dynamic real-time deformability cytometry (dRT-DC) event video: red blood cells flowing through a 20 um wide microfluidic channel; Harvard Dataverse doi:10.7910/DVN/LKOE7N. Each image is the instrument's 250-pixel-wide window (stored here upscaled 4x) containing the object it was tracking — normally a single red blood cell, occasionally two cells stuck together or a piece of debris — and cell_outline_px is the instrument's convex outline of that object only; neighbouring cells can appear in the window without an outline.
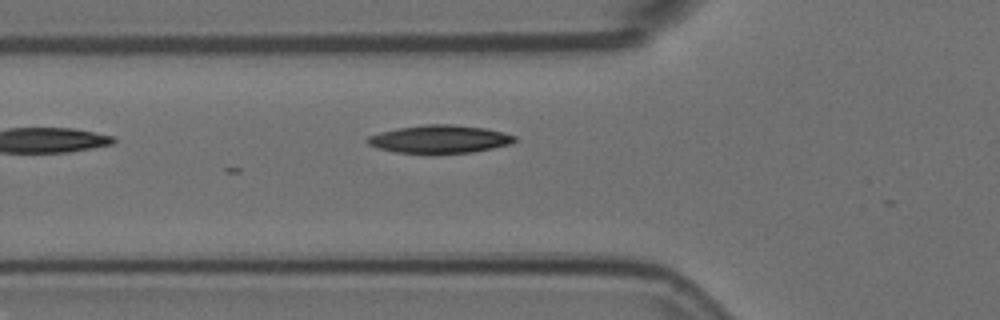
{"species": "Egyptian fruit bat (a non-hibernating species)", "species_latin": "Rousettus aegyptiacus", "temperature_condition": "room temperature", "stored_images_in_passage": 2, "camera_frame_rate_fps": 3000, "um_per_image_px": 0.085, "animal": {"sex": "female"}, "frame": {"image": 1, "passage_image": 2, "time_ms": 0.333, "image_size_px": [1000, 320], "cell_outline_px": [[516, 140], [508, 144], [492, 148], [472, 152], [432, 156], [392, 152], [376, 148], [368, 144], [364, 140], [368, 136], [380, 132], [396, 128], [424, 124], [452, 124], [484, 128], [516, 136]], "centroid_in_image_um": [37.26, 11.86], "position_along_channel_um": 88.5, "area_um2": 24.8}}